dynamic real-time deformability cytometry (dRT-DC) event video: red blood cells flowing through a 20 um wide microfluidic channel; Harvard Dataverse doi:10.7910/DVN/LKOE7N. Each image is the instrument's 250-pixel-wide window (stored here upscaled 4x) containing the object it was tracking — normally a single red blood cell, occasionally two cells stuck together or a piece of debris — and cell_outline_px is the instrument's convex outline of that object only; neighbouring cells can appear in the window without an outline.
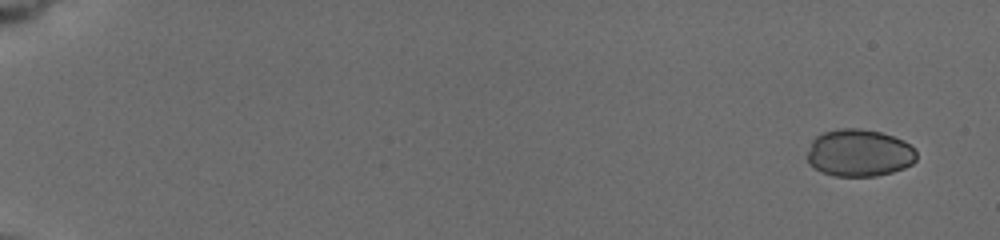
{"species": "common noctule bat (a hibernating species)", "species_latin": "Nyctalus noctula", "temperature_condition": "cold", "stored_images_in_passage": 29, "camera_frame_rate_fps": 3000, "um_per_image_px": 0.085, "animal": {"sex": "female", "body_mass_g": 19.5, "forearm_length_mm": 54.1}, "frame": {"image": 1, "passage_image": 1, "time_ms": 0.0, "image_size_px": [1000, 240], "cell_outline_px": [[916, 160], [912, 164], [904, 168], [892, 172], [876, 176], [836, 176], [824, 172], [808, 164], [808, 152], [812, 140], [816, 136], [824, 132], [836, 128], [860, 128], [880, 132], [904, 140], [916, 152]], "centroid_in_image_um": [73.03, 12.99], "position_along_channel_um": 12.0, "area_um2": 30.06}}
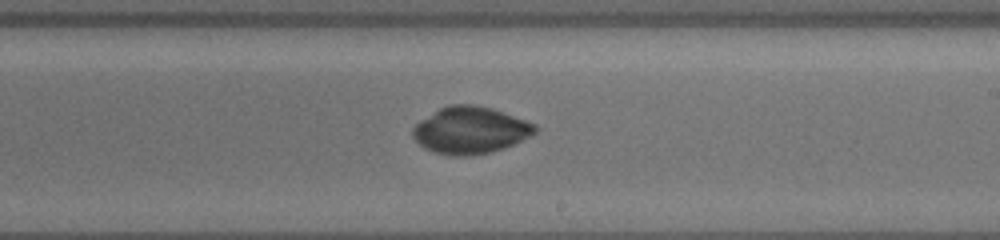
{"frame": {"image": 2, "passage_image": 20, "time_ms": 11.0, "image_size_px": [1000, 240], "cell_outline_px": [[536, 132], [504, 148], [492, 152], [472, 156], [448, 156], [432, 152], [424, 148], [412, 136], [412, 128], [420, 120], [440, 108], [448, 104], [476, 104], [492, 108], [536, 124]], "centroid_in_image_um": [39.94, 11.08], "position_along_channel_um": 249.1, "area_um2": 33.52}}
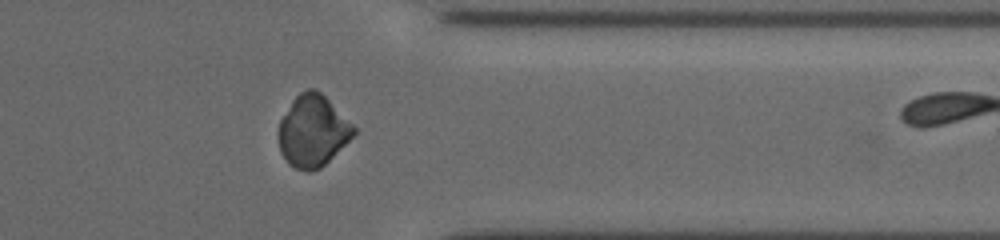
{"frame": {"image": 3, "passage_image": 28, "time_ms": 14.667, "image_size_px": [1000, 240], "cell_outline_px": [[356, 132], [320, 168], [308, 172], [296, 168], [288, 164], [280, 152], [276, 136], [276, 132], [280, 120], [292, 100], [300, 92], [308, 88], [316, 88], [356, 128]], "centroid_in_image_um": [26.51, 11.13], "position_along_channel_um": 384.9, "area_um2": 31.15}}